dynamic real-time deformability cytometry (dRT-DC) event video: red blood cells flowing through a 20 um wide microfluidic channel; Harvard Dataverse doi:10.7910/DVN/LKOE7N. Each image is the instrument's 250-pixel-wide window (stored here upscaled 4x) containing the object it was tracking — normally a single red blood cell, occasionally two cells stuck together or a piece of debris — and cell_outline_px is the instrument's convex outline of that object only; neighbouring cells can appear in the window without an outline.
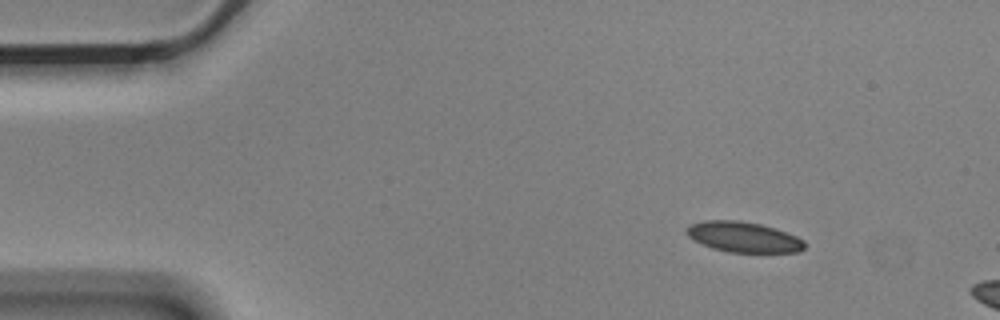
{"species": "Egyptian fruit bat (a non-hibernating species)", "species_latin": "Rousettus aegyptiacus", "temperature_condition": "cold", "stored_images_in_passage": 3, "camera_frame_rate_fps": 3000, "um_per_image_px": 0.085, "animal": {"sex": "male"}, "frame": {"image": 1, "passage_image": 1, "time_ms": 0.0, "image_size_px": [1000, 320], "cell_outline_px": [[804, 248], [800, 252], [728, 252], [712, 248], [692, 240], [684, 232], [684, 228], [692, 224], [704, 220], [736, 220], [760, 224], [796, 236], [804, 240]], "centroid_in_image_um": [63.14, 20.15], "position_along_channel_um": 21.9, "area_um2": 20.87}}